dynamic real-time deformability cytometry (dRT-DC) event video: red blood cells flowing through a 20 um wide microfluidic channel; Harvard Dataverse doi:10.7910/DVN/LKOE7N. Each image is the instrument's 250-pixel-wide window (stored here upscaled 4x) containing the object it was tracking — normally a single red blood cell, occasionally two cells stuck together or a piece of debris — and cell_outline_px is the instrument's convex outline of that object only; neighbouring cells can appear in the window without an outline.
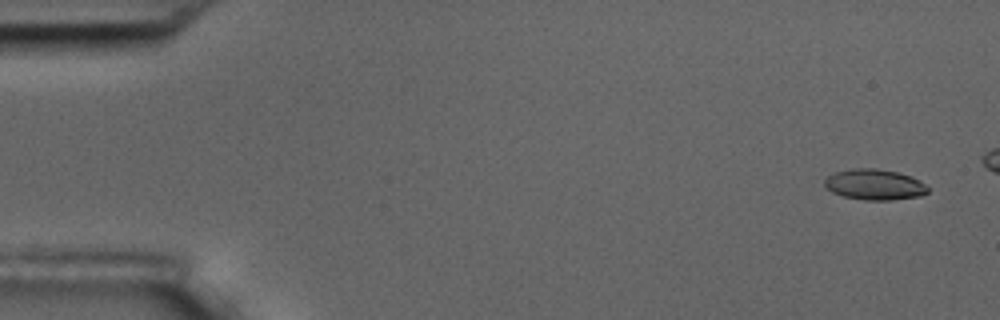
{"species": "common noctule bat (a hibernating species)", "species_latin": "Nyctalus noctula", "temperature_condition": "room temperature", "stored_images_in_passage": 5, "camera_frame_rate_fps": 3000, "um_per_image_px": 0.085, "animal": {"sex": "male", "body_mass_g": 17.5, "forearm_length_mm": 52.3}, "frame": {"image": 1, "passage_image": 1, "time_ms": 0.0, "image_size_px": [1000, 320], "cell_outline_px": [[928, 192], [920, 196], [892, 200], [864, 200], [844, 196], [832, 192], [824, 188], [824, 180], [828, 176], [836, 172], [852, 168], [876, 168], [896, 172], [908, 176], [924, 184], [928, 188]], "centroid_in_image_um": [74.28, 15.69], "position_along_channel_um": 10.7, "area_um2": 18.32}}